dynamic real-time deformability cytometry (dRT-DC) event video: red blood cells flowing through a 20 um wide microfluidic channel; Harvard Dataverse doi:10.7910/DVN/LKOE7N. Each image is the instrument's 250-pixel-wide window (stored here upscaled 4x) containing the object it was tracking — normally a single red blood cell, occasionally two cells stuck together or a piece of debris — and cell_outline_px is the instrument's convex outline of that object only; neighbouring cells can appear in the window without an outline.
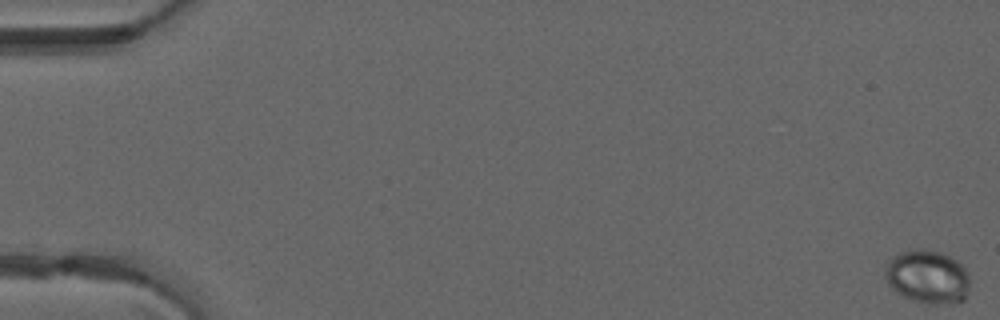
{"species": "common noctule bat (a hibernating species)", "species_latin": "Nyctalus noctula", "temperature_condition": "warm", "stored_images_in_passage": 4, "camera_frame_rate_fps": 3000, "um_per_image_px": 0.085, "animal": {"sex": "male", "forearm_length_mm": 52.5}, "frame": {"image": 1, "passage_image": 1, "time_ms": 0.0, "image_size_px": [1000, 320], "cell_outline_px": [[968, 288], [964, 300], [940, 304], [932, 304], [912, 300], [904, 296], [892, 288], [888, 284], [884, 276], [884, 268], [888, 260], [900, 252], [908, 248], [924, 248], [944, 252], [956, 260], [964, 268], [968, 276]], "centroid_in_image_um": [78.8, 23.48], "position_along_channel_um": 6.2, "area_um2": 26.59}}